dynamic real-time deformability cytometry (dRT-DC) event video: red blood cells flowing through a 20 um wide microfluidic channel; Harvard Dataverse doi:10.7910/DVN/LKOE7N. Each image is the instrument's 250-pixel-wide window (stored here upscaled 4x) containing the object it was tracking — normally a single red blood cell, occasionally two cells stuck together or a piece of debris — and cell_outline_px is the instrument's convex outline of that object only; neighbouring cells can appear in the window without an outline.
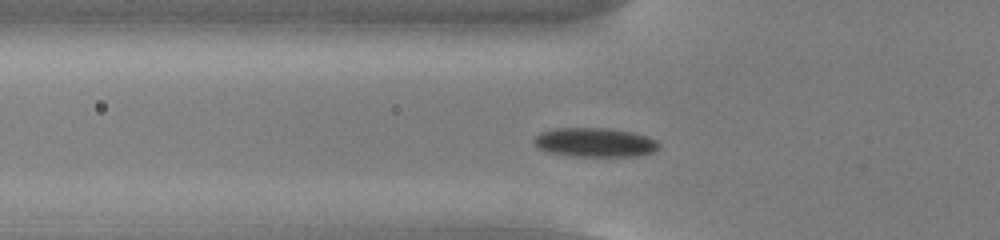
{"species": "common noctule bat (a hibernating species)", "species_latin": "Nyctalus noctula", "temperature_condition": "cold", "stored_images_in_passage": 40, "camera_frame_rate_fps": 3000, "um_per_image_px": 0.085, "animal": {"sex": "male", "body_mass_g": 13.0, "forearm_length_mm": 53.1}, "frame": {"image": 1, "passage_image": 12, "time_ms": 3.667, "image_size_px": [1000, 240], "cell_outline_px": [[660, 148], [656, 152], [636, 156], [572, 156], [548, 152], [536, 148], [532, 140], [540, 132], [556, 128], [604, 128], [632, 132], [656, 140], [660, 144]], "centroid_in_image_um": [50.55, 12.11], "position_along_channel_um": 75.3, "area_um2": 21.33}}
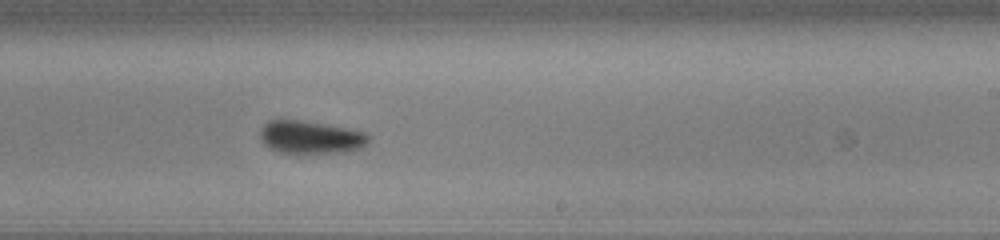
{"frame": {"image": 2, "passage_image": 27, "time_ms": 8.667, "image_size_px": [1000, 240], "cell_outline_px": [[368, 140], [364, 148], [352, 152], [304, 156], [296, 156], [276, 152], [268, 148], [260, 140], [260, 128], [268, 120], [300, 120], [348, 128], [364, 132], [368, 136]], "centroid_in_image_um": [26.38, 11.74], "position_along_channel_um": 262.6, "area_um2": 22.02}}
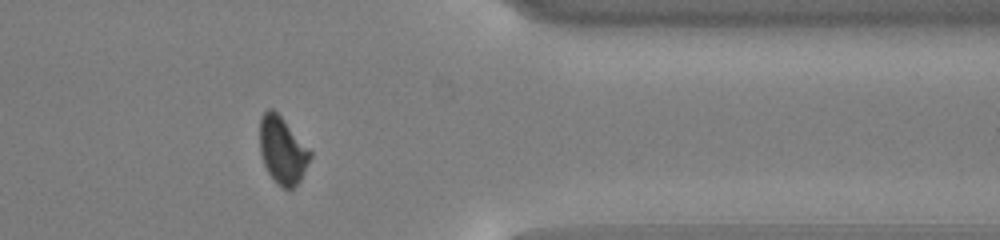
{"frame": {"image": 3, "passage_image": 38, "time_ms": 12.333, "image_size_px": [1000, 240], "cell_outline_px": [[312, 156], [300, 180], [292, 188], [284, 188], [268, 172], [264, 164], [260, 152], [260, 116], [268, 108], [272, 108], [284, 120], [312, 152]], "centroid_in_image_um": [24.0, 12.74], "position_along_channel_um": 387.4, "area_um2": 19.31}, "authors_computed_cell_mechanics": {"area_um2": 20.9236, "velocity_mm_per_s": 3.7517, "shape_relaxation_time_tau1_ms": 3.9066, "shape_relaxation_time_tau2_ms": null, "deformation_change_tau1": 0.1143, "deformation_change_tau2": null}}